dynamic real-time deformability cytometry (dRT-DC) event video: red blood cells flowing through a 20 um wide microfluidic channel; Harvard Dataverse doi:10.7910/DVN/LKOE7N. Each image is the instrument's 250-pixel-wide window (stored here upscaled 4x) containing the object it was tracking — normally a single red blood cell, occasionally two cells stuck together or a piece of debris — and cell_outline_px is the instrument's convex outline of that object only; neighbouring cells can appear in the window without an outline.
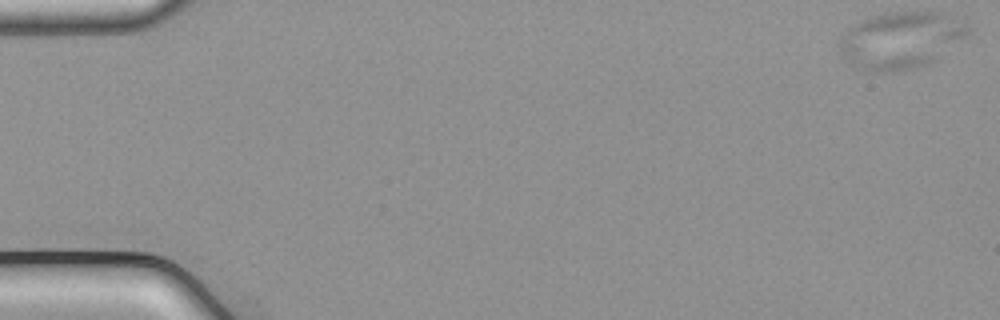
{"species": "common noctule bat (a hibernating species)", "species_latin": "Nyctalus noctula", "temperature_condition": "cold", "stored_images_in_passage": 15, "camera_frame_rate_fps": 3000, "um_per_image_px": 0.085, "animal": {"sex": "male", "body_mass_g": 21.5, "forearm_length_mm": 52.0}, "frame": {"image": 1, "passage_image": 1, "time_ms": 0.0, "image_size_px": [1000, 320], "cell_outline_px": [[968, 32], [964, 36], [936, 60], [928, 64], [916, 68], [892, 72], [872, 72], [860, 68], [844, 56], [840, 52], [836, 44], [840, 36], [852, 24], [868, 16], [884, 12], [944, 12], [968, 24]], "centroid_in_image_um": [76.52, 3.4], "position_along_channel_um": 8.5, "area_um2": 42.71}}